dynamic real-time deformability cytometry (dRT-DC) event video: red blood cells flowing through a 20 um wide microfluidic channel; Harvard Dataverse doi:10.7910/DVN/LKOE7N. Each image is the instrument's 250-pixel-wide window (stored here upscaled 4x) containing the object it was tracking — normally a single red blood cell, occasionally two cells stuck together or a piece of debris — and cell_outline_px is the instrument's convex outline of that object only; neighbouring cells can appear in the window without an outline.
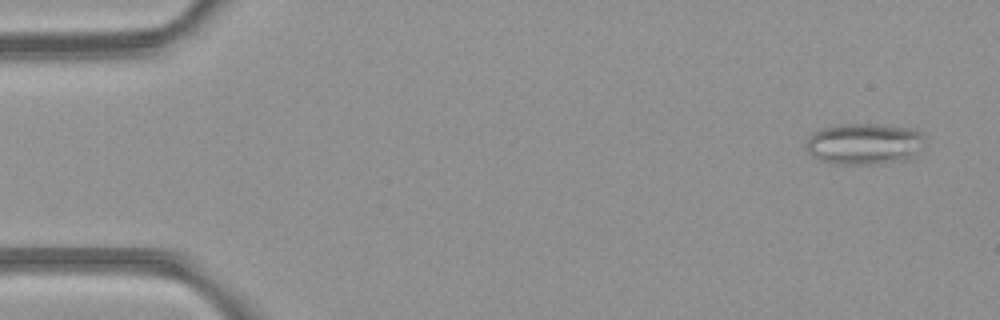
{"species": "common noctule bat (a hibernating species)", "species_latin": "Nyctalus noctula", "temperature_condition": "room temperature", "stored_images_in_passage": 47, "camera_frame_rate_fps": 3000, "um_per_image_px": 0.085, "animal": {"sex": "female", "body_mass_g": 21.9}, "frame": {"image": 1, "passage_image": 1, "time_ms": 0.0, "image_size_px": [1000, 320], "cell_outline_px": [[924, 140], [912, 156], [908, 160], [880, 164], [840, 164], [820, 160], [812, 156], [804, 148], [804, 144], [808, 136], [812, 132], [824, 128], [840, 124], [876, 124], [912, 128], [920, 132], [924, 136]], "centroid_in_image_um": [73.41, 12.23], "position_along_channel_um": 11.6, "area_um2": 28.73}}
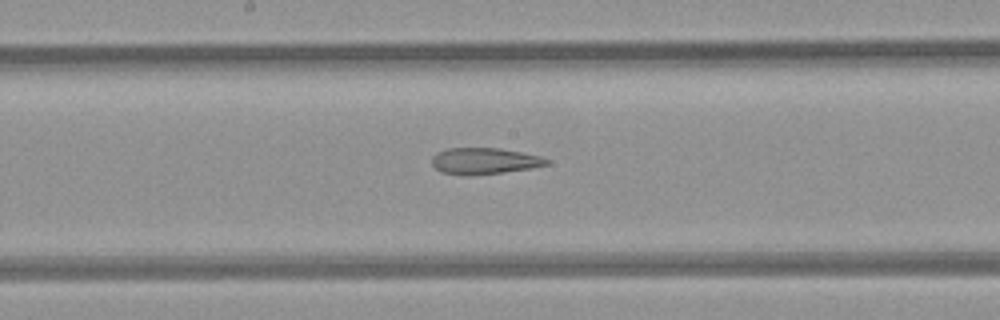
{"frame": {"image": 2, "passage_image": 24, "time_ms": 7.667, "image_size_px": [1000, 320], "cell_outline_px": [[548, 164], [532, 168], [472, 176], [464, 176], [440, 172], [432, 164], [432, 156], [436, 152], [448, 148], [500, 148], [540, 156], [548, 160]], "centroid_in_image_um": [41.11, 13.69], "position_along_channel_um": 207.1, "area_um2": 17.69}}
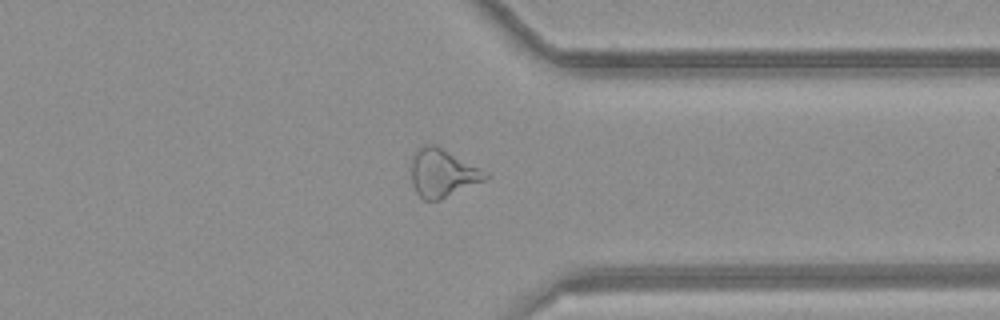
{"frame": {"image": 3, "passage_image": 36, "time_ms": 11.667, "image_size_px": [1000, 320], "cell_outline_px": [[492, 176], [484, 180], [440, 200], [424, 200], [416, 192], [412, 184], [412, 156], [416, 148], [424, 144], [436, 144], [488, 172]], "centroid_in_image_um": [37.61, 14.68], "position_along_channel_um": 373.8, "area_um2": 20.87}, "authors_computed_cell_mechanics": {"area_um2": 21.964, "velocity_mm_per_s": 4.2674, "shape_relaxation_time_tau1_ms": null, "shape_relaxation_time_tau2_ms": 6.4546, "deformation_change_tau1": null, "deformation_change_tau2": 0.2106}}